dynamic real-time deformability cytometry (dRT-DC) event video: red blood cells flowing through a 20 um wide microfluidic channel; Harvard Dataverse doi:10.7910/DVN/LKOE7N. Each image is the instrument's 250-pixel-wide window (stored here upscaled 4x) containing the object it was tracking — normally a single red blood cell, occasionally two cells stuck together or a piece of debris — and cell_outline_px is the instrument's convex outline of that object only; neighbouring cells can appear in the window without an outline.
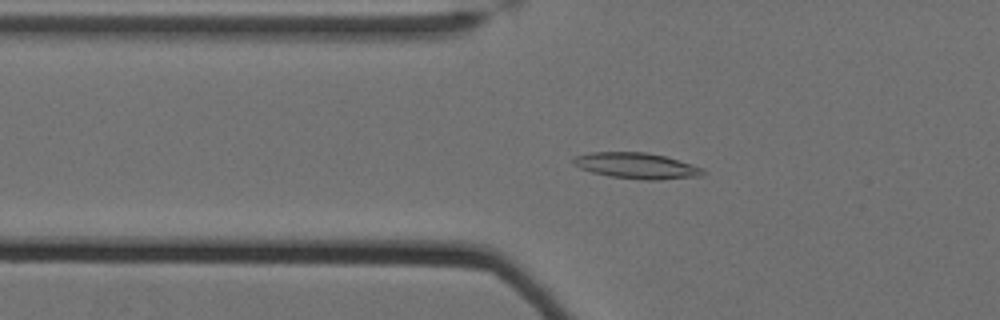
{"species": "Egyptian fruit bat (a non-hibernating species)", "species_latin": "Rousettus aegyptiacus", "temperature_condition": "cold", "stored_images_in_passage": 61, "camera_frame_rate_fps": 3000, "um_per_image_px": 0.085, "animal": {"sex": "female"}, "frame": {"image": 1, "passage_image": 24, "time_ms": 7.667, "image_size_px": [1000, 320], "cell_outline_px": [[708, 172], [704, 176], [660, 180], [644, 180], [608, 176], [592, 172], [580, 168], [572, 164], [572, 160], [576, 156], [588, 152], [648, 152], [664, 156], [692, 164], [704, 168]], "centroid_in_image_um": [54.15, 14.09], "position_along_channel_um": 71.6, "area_um2": 19.88}}
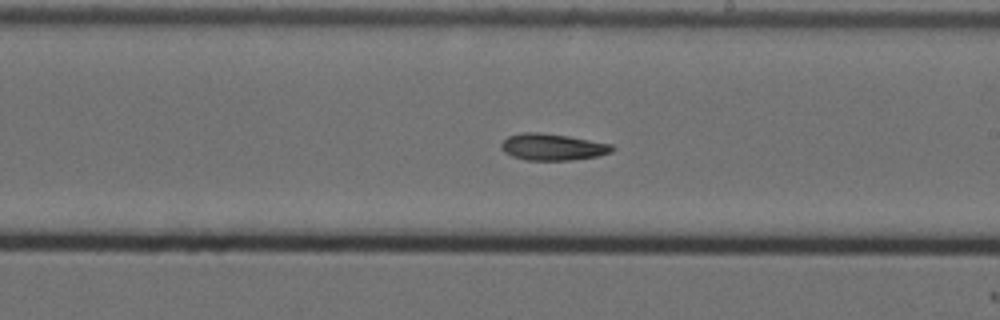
{"frame": {"image": 2, "passage_image": 39, "time_ms": 12.667, "image_size_px": [1000, 320], "cell_outline_px": [[616, 148], [612, 152], [596, 156], [572, 160], [524, 160], [512, 156], [504, 152], [500, 148], [500, 144], [508, 136], [520, 132], [540, 132], [568, 136], [612, 144]], "centroid_in_image_um": [46.95, 12.49], "position_along_channel_um": 242.1, "area_um2": 17.34}}
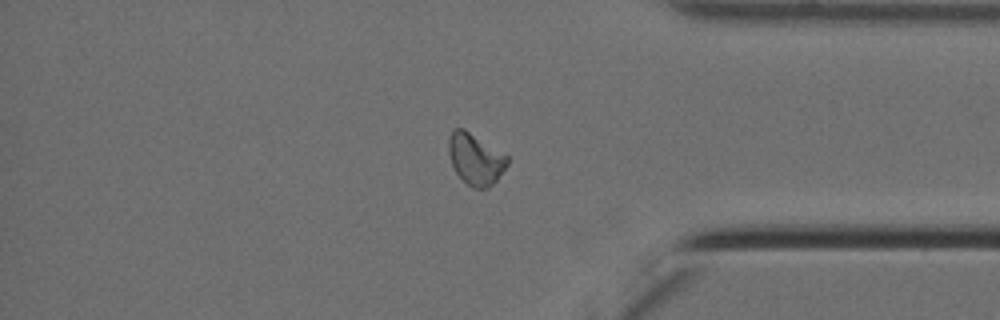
{"frame": {"image": 3, "passage_image": 53, "time_ms": 17.333, "image_size_px": [1000, 320], "cell_outline_px": [[508, 164], [496, 180], [488, 188], [472, 188], [456, 172], [452, 164], [448, 152], [448, 136], [456, 128], [464, 128], [508, 156]], "centroid_in_image_um": [40.4, 13.5], "position_along_channel_um": 394.8, "area_um2": 17.34}, "authors_computed_cell_mechanics": {"area_um2": 17.3978, "velocity_mm_per_s": 3.4761, "shape_relaxation_time_tau1_ms": null, "shape_relaxation_time_tau2_ms": 10.3246, "deformation_change_tau1": null, "deformation_change_tau2": 0.1702}}